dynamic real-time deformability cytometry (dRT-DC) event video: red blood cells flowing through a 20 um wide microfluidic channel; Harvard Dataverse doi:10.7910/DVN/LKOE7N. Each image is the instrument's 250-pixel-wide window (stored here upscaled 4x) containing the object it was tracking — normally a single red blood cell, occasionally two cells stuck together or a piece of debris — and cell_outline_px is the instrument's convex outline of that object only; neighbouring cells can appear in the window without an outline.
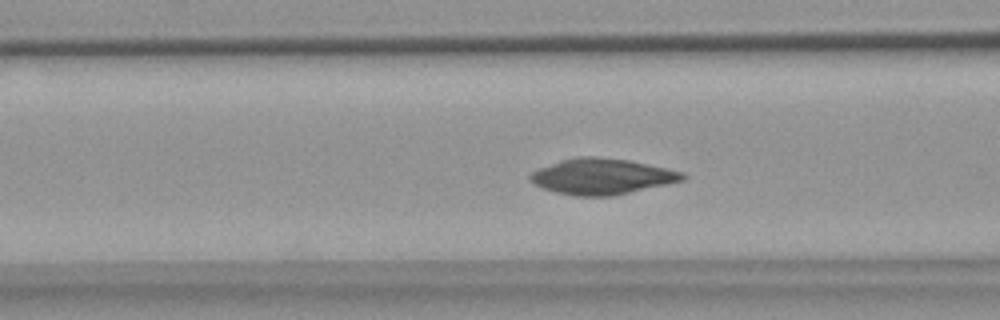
{"species": "common noctule bat (a hibernating species)", "species_latin": "Nyctalus noctula", "temperature_condition": "warm", "stored_images_in_passage": 55, "camera_frame_rate_fps": 3000, "um_per_image_px": 0.085, "animal": {"sex": "female", "body_mass_g": 18.4}, "frame": {"image": 1, "passage_image": 21, "time_ms": 6.667, "image_size_px": [1000, 320], "cell_outline_px": [[688, 176], [684, 180], [612, 196], [572, 196], [540, 188], [528, 176], [532, 172], [540, 168], [560, 160], [580, 156], [596, 156], [628, 160], [684, 172]], "centroid_in_image_um": [51.16, 15.0], "position_along_channel_um": 115.4, "area_um2": 31.62}}
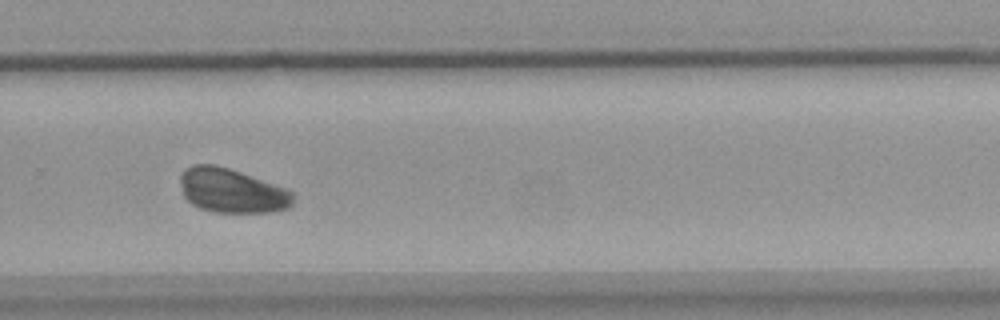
{"frame": {"image": 2, "passage_image": 37, "time_ms": 12.0, "image_size_px": [1000, 320], "cell_outline_px": [[292, 204], [288, 208], [272, 212], [212, 212], [200, 208], [192, 204], [184, 196], [180, 180], [180, 176], [184, 168], [192, 164], [216, 164], [240, 172], [284, 188], [292, 192]], "centroid_in_image_um": [19.66, 16.2], "position_along_channel_um": 310.1, "area_um2": 28.9}}
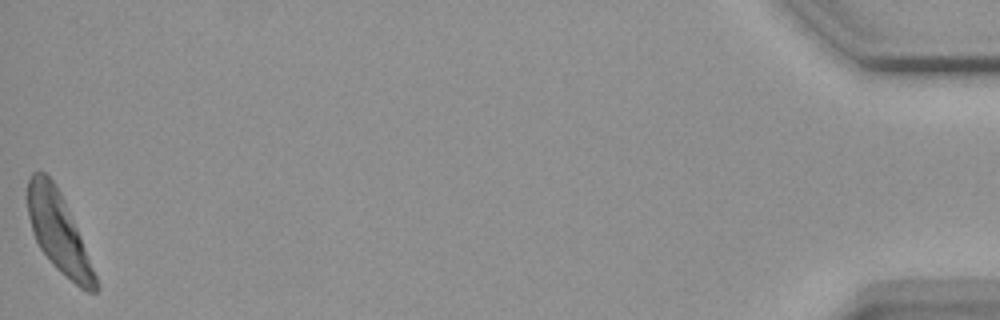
{"frame": {"image": 3, "passage_image": 55, "time_ms": 18.0, "image_size_px": [1000, 320], "cell_outline_px": [[96, 292], [88, 292], [80, 288], [56, 268], [40, 248], [32, 232], [28, 216], [28, 180], [32, 172], [44, 172], [56, 184], [64, 200], [80, 236], [96, 276]], "centroid_in_image_um": [4.95, 19.72], "position_along_channel_um": 430.3, "area_um2": 30.69}, "authors_computed_cell_mechanics": {"area_um2": 29.8248, "velocity_mm_per_s": 3.6567, "shape_relaxation_time_tau1_ms": 4.7473, "shape_relaxation_time_tau2_ms": 7.8956, "deformation_change_tau1": 0.2083, "deformation_change_tau2": 0.0653}}